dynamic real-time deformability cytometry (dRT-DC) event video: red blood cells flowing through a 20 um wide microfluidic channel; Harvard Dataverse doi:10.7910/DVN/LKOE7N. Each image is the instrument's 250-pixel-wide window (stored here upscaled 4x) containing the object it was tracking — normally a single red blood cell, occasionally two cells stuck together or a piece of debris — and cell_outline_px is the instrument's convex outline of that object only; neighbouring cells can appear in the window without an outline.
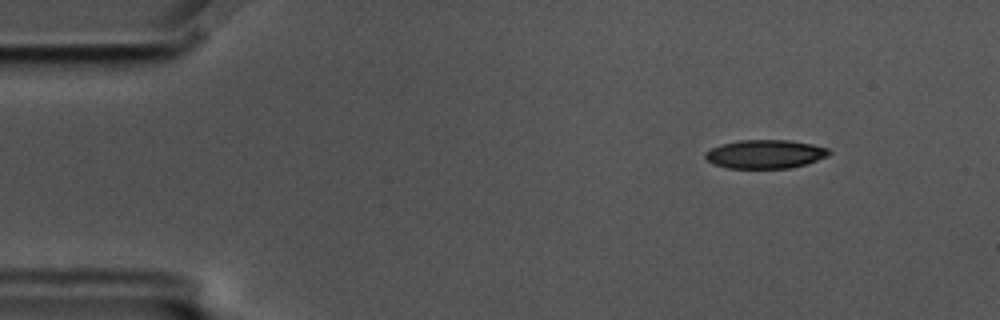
{"species": "common noctule bat (a hibernating species)", "species_latin": "Nyctalus noctula", "temperature_condition": "cold", "stored_images_in_passage": 53, "camera_frame_rate_fps": 3000, "um_per_image_px": 0.085, "animal": {"sex": "male", "body_mass_g": 17.5, "forearm_length_mm": 52.3}, "frame": {"image": 1, "passage_image": 2, "time_ms": 0.333, "image_size_px": [1000, 320], "cell_outline_px": [[832, 152], [828, 156], [804, 164], [788, 168], [728, 168], [712, 164], [704, 156], [704, 152], [720, 144], [740, 140], [792, 140], [812, 144], [828, 148]], "centroid_in_image_um": [65.02, 13.09], "position_along_channel_um": 20.0, "area_um2": 20.69}}
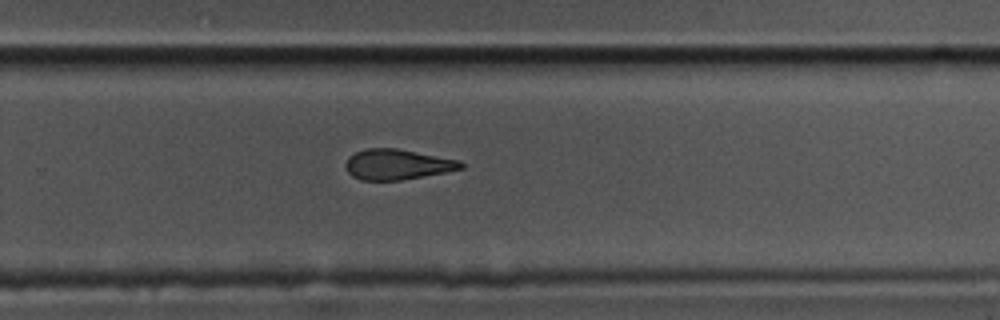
{"frame": {"image": 2, "passage_image": 33, "time_ms": 10.667, "image_size_px": [1000, 320], "cell_outline_px": [[464, 168], [444, 172], [400, 180], [360, 180], [352, 176], [348, 172], [344, 164], [348, 156], [364, 148], [396, 148], [460, 160], [464, 164]], "centroid_in_image_um": [33.73, 13.97], "position_along_channel_um": 296.1, "area_um2": 20.4}}
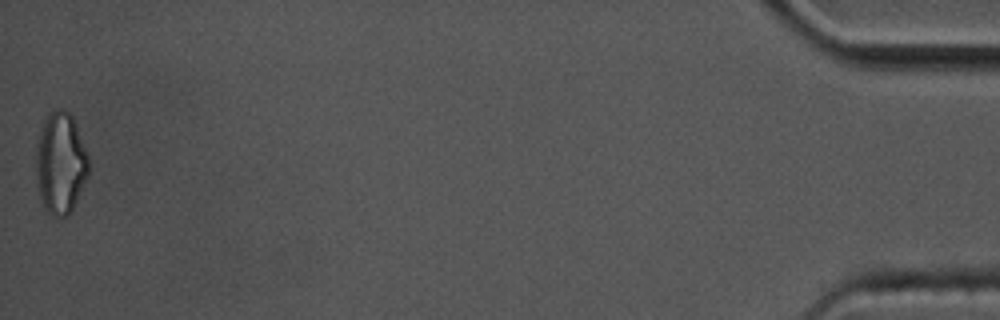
{"frame": {"image": 3, "passage_image": 53, "time_ms": 17.333, "image_size_px": [1000, 320], "cell_outline_px": [[88, 176], [68, 216], [60, 220], [52, 216], [44, 208], [40, 196], [36, 176], [36, 148], [40, 132], [44, 120], [48, 112], [56, 108], [60, 108], [68, 112], [72, 116], [88, 152]], "centroid_in_image_um": [5.14, 13.88], "position_along_channel_um": 430.1, "area_um2": 31.33}, "authors_computed_cell_mechanics": {"area_um2": 22.0796, "velocity_mm_per_s": 3.4695, "shape_relaxation_time_tau1_ms": 5.0128, "shape_relaxation_time_tau2_ms": 2.0903, "deformation_change_tau1": 0.1693, "deformation_change_tau2": 0.1087}}